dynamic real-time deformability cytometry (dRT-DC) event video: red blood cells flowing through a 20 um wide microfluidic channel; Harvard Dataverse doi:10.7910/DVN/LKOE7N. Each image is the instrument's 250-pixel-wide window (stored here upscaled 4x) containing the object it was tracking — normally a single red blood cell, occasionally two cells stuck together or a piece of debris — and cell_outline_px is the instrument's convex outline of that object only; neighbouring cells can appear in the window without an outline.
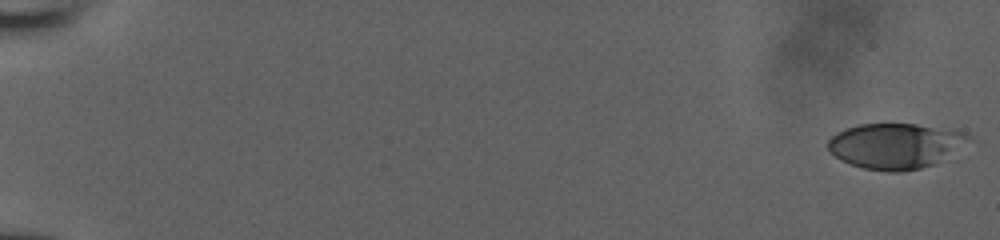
{"species": "human", "species_latin": "Homo sapiens", "temperature_condition": "room temperature", "stored_images_in_passage": 53, "camera_frame_rate_fps": 3000, "um_per_image_px": 0.085, "donor": {"sex": "male"}, "frame": {"image": 1, "passage_image": 1, "time_ms": 0.0, "image_size_px": [1000, 240], "cell_outline_px": [[972, 140], [932, 164], [920, 168], [900, 172], [888, 172], [864, 168], [840, 160], [828, 148], [828, 140], [836, 132], [844, 128], [860, 124], [916, 124], [964, 132], [972, 136]], "centroid_in_image_um": [76.07, 12.39], "position_along_channel_um": 8.9, "area_um2": 36.82}}
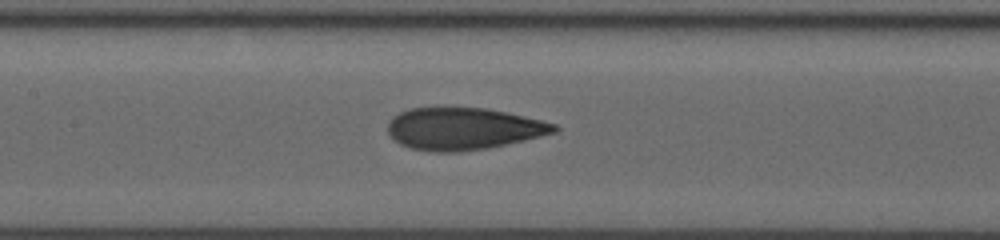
{"frame": {"image": 2, "passage_image": 28, "time_ms": 9.0, "image_size_px": [1000, 240], "cell_outline_px": [[560, 128], [556, 132], [524, 140], [488, 148], [460, 152], [432, 152], [412, 148], [400, 144], [388, 132], [388, 120], [392, 116], [408, 108], [436, 104], [444, 104], [484, 108], [524, 116], [556, 124]], "centroid_in_image_um": [39.32, 10.89], "position_along_channel_um": 168.1, "area_um2": 41.85}}
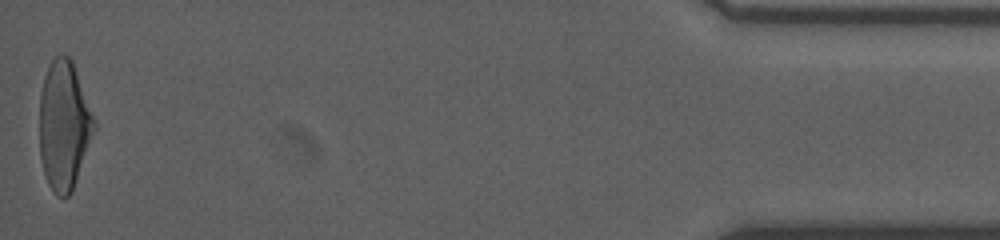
{"frame": {"image": 3, "passage_image": 53, "time_ms": 17.333, "image_size_px": [1000, 240], "cell_outline_px": [[96, 128], [72, 192], [68, 196], [56, 196], [52, 192], [44, 176], [40, 156], [40, 92], [44, 76], [52, 60], [60, 52], [68, 56], [72, 60], [96, 124]], "centroid_in_image_um": [5.43, 10.68], "position_along_channel_um": 429.8, "area_um2": 41.04}}